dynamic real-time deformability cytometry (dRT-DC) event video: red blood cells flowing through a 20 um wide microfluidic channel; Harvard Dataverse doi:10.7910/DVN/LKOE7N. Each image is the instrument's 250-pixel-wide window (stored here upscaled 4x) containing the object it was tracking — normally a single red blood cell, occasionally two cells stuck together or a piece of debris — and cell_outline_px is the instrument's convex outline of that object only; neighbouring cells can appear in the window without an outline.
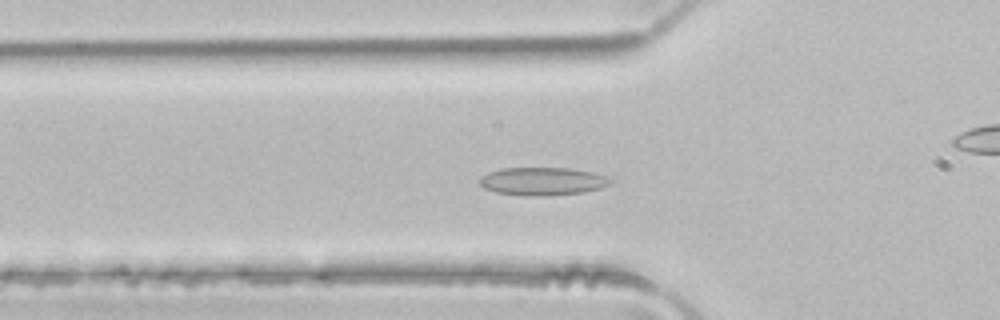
{"species": "common noctule bat (a hibernating species)", "species_latin": "Nyctalus noctula", "temperature_condition": "room temperature", "stored_images_in_passage": 32, "camera_frame_rate_fps": 3000, "um_per_image_px": 0.085, "animal": {"sex": "male", "body_mass_g": 21.5, "forearm_length_mm": 52.0}, "frame": {"image": 1, "passage_image": 6, "time_ms": 1.667, "image_size_px": [1000, 320], "cell_outline_px": [[616, 180], [612, 184], [600, 188], [584, 192], [544, 196], [524, 196], [496, 192], [484, 188], [480, 184], [480, 176], [488, 172], [500, 168], [568, 168], [608, 176]], "centroid_in_image_um": [46.13, 15.41], "position_along_channel_um": 79.7, "area_um2": 21.5}}
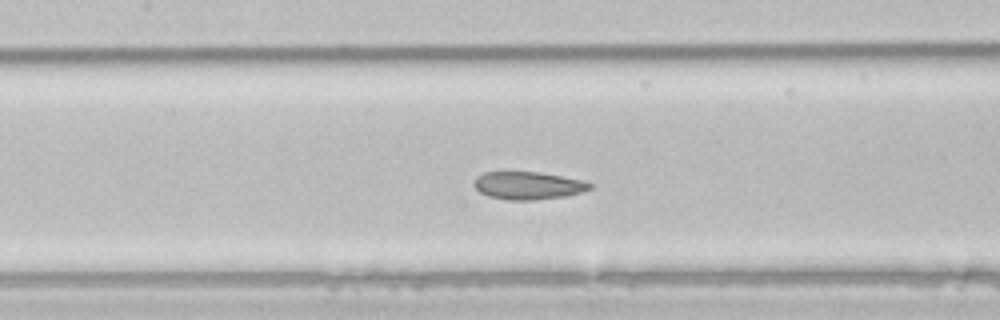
{"frame": {"image": 2, "passage_image": 12, "time_ms": 3.667, "image_size_px": [1000, 320], "cell_outline_px": [[592, 188], [584, 192], [568, 196], [536, 200], [508, 200], [488, 196], [480, 192], [472, 184], [476, 176], [484, 172], [540, 172], [584, 180], [592, 184]], "centroid_in_image_um": [44.91, 15.77], "position_along_channel_um": 162.5, "area_um2": 19.02}}
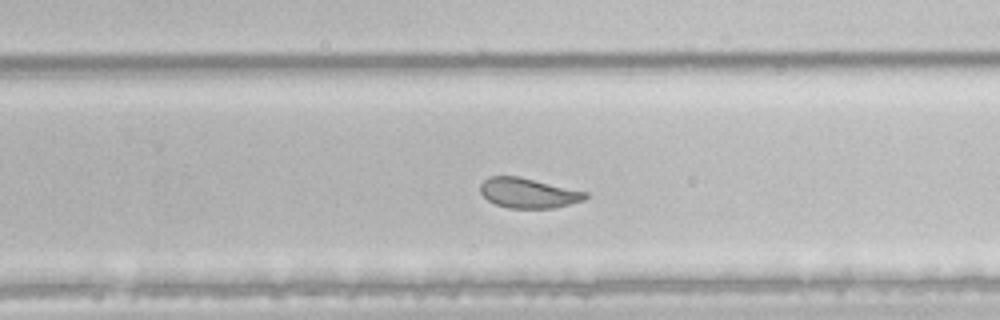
{"frame": {"image": 3, "passage_image": 21, "time_ms": 6.667, "image_size_px": [1000, 320], "cell_outline_px": [[588, 196], [584, 200], [556, 208], [508, 208], [496, 204], [488, 200], [480, 192], [480, 184], [488, 176], [520, 176], [588, 192]], "centroid_in_image_um": [44.91, 16.4], "position_along_channel_um": 284.9, "area_um2": 18.5}, "authors_computed_cell_mechanics": {"area_um2": 19.7387, "velocity_mm_per_s": 4.1046, "shape_relaxation_time_tau1_ms": 7.6779, "shape_relaxation_time_tau2_ms": 1.4641, "deformation_change_tau1": 0.1612, "deformation_change_tau2": 0.0643}}